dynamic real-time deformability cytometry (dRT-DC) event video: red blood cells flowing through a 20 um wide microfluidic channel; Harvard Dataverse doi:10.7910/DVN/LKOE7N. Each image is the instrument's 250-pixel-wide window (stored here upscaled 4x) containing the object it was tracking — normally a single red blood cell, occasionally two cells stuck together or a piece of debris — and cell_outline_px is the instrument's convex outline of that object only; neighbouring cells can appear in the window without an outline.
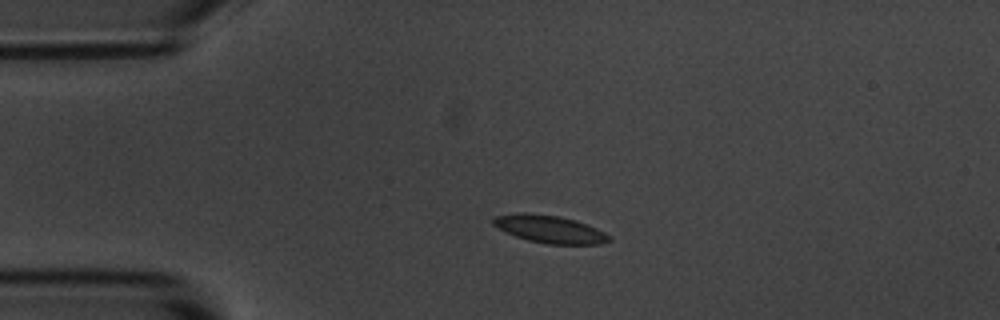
{"species": "common noctule bat (a hibernating species)", "species_latin": "Nyctalus noctula", "temperature_condition": "room temperature", "stored_images_in_passage": 3, "camera_frame_rate_fps": 3000, "um_per_image_px": 0.085, "animal": {"sex": "male", "body_mass_g": 20.1, "forearm_length_mm": 53.5}, "frame": {"image": 1, "passage_image": 2, "time_ms": 1.333, "image_size_px": [1000, 320], "cell_outline_px": [[612, 240], [600, 244], [548, 244], [528, 240], [504, 232], [492, 224], [492, 220], [496, 216], [516, 212], [528, 212], [560, 216], [576, 220], [588, 224], [612, 236]], "centroid_in_image_um": [46.73, 19.46], "position_along_channel_um": 38.3, "area_um2": 18.9}}